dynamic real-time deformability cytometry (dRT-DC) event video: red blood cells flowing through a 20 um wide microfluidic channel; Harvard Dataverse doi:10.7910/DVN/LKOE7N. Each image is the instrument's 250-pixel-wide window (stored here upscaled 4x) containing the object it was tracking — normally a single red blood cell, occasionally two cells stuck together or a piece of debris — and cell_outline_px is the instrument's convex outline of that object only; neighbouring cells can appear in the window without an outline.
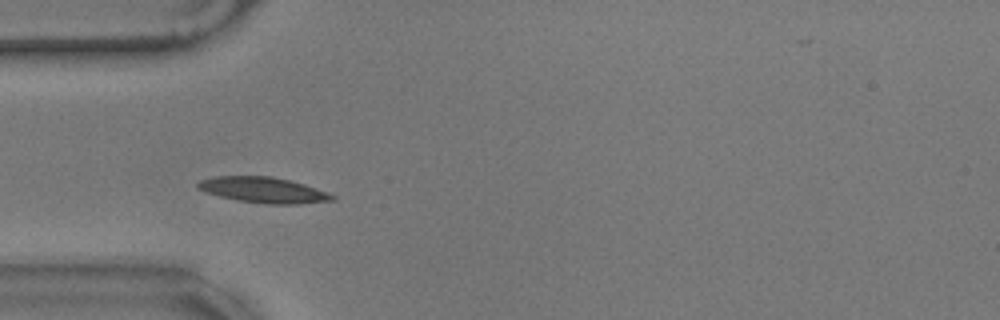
{"species": "common noctule bat (a hibernating species)", "species_latin": "Nyctalus noctula", "temperature_condition": "warm", "stored_images_in_passage": 42, "camera_frame_rate_fps": 3000, "um_per_image_px": 0.085, "animal": {"sex": "male", "body_mass_g": 17.9}, "frame": {"image": 1, "passage_image": 1, "time_ms": 0.0, "image_size_px": [1000, 320], "cell_outline_px": [[336, 200], [300, 204], [264, 204], [236, 200], [220, 196], [196, 188], [196, 184], [200, 180], [216, 176], [272, 176], [304, 184], [316, 188], [336, 196]], "centroid_in_image_um": [22.4, 16.15], "position_along_channel_um": 62.6, "area_um2": 20.11}}
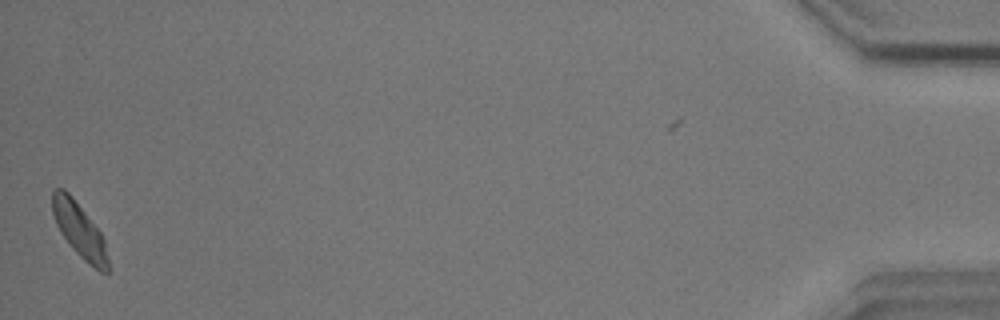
{"frame": {"image": 2, "passage_image": 41, "time_ms": 13.333, "image_size_px": [1000, 320], "cell_outline_px": [[112, 268], [108, 272], [100, 272], [84, 260], [72, 248], [60, 232], [56, 224], [52, 212], [52, 188], [64, 188], [72, 196], [100, 232], [104, 240]], "centroid_in_image_um": [6.77, 19.59], "position_along_channel_um": 428.4, "area_um2": 17.8}, "authors_computed_cell_mechanics": {"area_um2": 18.0625, "velocity_mm_per_s": 3.4643, "shape_relaxation_time_tau1_ms": 2.6325, "shape_relaxation_time_tau2_ms": 4.6591, "deformation_change_tau1": 0.1058, "deformation_change_tau2": 0.1177}}